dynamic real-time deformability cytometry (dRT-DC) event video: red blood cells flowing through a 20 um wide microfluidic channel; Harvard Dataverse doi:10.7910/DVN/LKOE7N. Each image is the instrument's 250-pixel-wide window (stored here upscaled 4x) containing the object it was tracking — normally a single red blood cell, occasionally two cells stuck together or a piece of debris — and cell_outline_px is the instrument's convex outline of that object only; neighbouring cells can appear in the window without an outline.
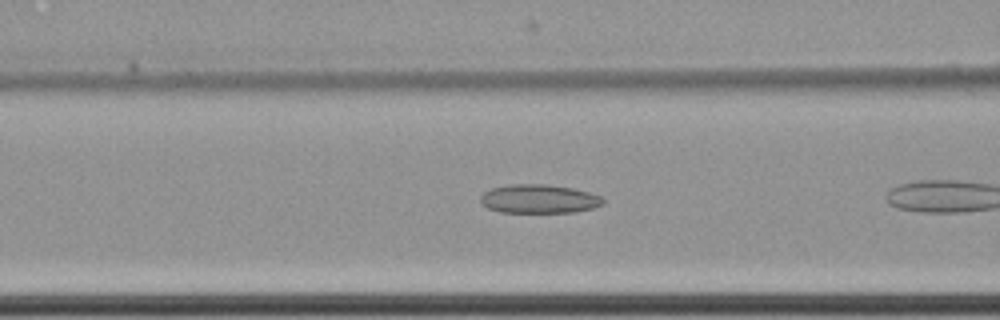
{"species": "common noctule bat (a hibernating species)", "species_latin": "Nyctalus noctula", "temperature_condition": "cold", "stored_images_in_passage": 7, "camera_frame_rate_fps": 3000, "um_per_image_px": 0.085, "animal": {"sex": "female", "body_mass_g": 22.7, "forearm_length_mm": 54.2}, "frame": {"image": 1, "passage_image": 5, "time_ms": 1.333, "image_size_px": [1000, 320], "cell_outline_px": [[604, 204], [592, 208], [576, 212], [500, 212], [488, 208], [480, 200], [480, 196], [484, 192], [492, 188], [508, 184], [544, 184], [572, 188], [588, 192], [600, 196], [604, 200]], "centroid_in_image_um": [45.81, 16.9], "position_along_channel_um": 120.8, "area_um2": 20.46}}